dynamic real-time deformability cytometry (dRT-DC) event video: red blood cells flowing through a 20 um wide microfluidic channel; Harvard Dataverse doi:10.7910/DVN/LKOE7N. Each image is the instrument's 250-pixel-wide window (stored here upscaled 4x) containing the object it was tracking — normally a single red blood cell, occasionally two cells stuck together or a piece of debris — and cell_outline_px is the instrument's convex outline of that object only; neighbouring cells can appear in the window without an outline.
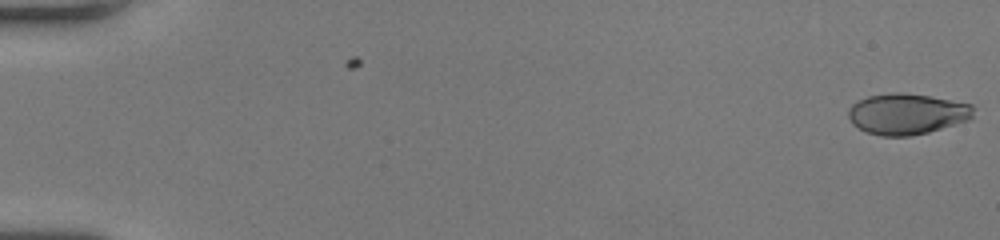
{"species": "human", "species_latin": "Homo sapiens", "temperature_condition": "room temperature", "stored_images_in_passage": 53, "camera_frame_rate_fps": 3000, "um_per_image_px": 0.085, "donor": {"sex": "female"}, "frame": {"image": 1, "passage_image": 1, "time_ms": 0.0, "image_size_px": [1000, 240], "cell_outline_px": [[972, 116], [968, 120], [928, 132], [912, 136], [880, 136], [868, 132], [852, 124], [848, 116], [848, 108], [856, 100], [868, 96], [892, 92], [904, 92], [928, 96], [972, 104]], "centroid_in_image_um": [77.03, 9.68], "position_along_channel_um": 8.0, "area_um2": 29.77}}
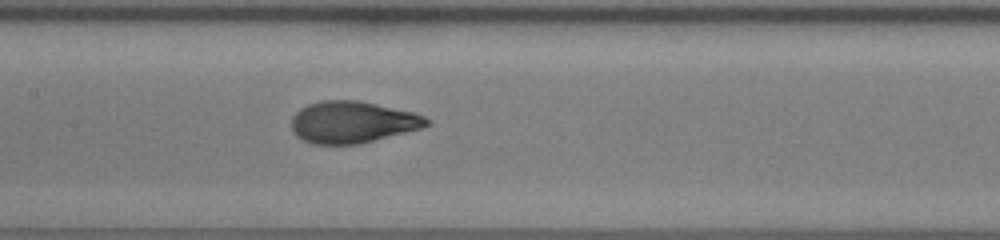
{"frame": {"image": 2, "passage_image": 28, "time_ms": 9.0, "image_size_px": [1000, 240], "cell_outline_px": [[432, 124], [420, 128], [360, 144], [312, 144], [296, 136], [292, 128], [292, 116], [300, 108], [308, 104], [320, 100], [356, 100], [376, 104], [412, 112], [424, 116], [432, 120]], "centroid_in_image_um": [29.95, 10.38], "position_along_channel_um": 177.5, "area_um2": 32.83}}
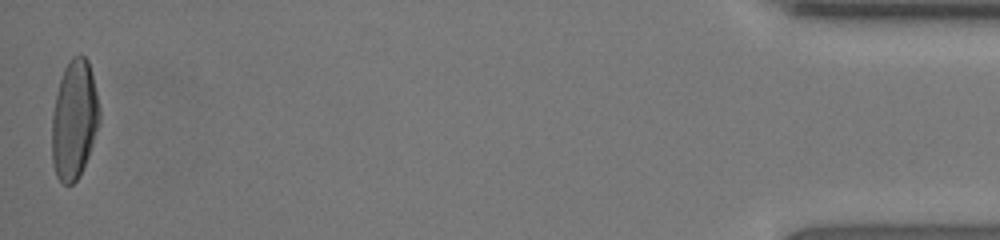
{"frame": {"image": 3, "passage_image": 53, "time_ms": 17.333, "image_size_px": [1000, 240], "cell_outline_px": [[100, 124], [88, 156], [80, 176], [72, 184], [64, 184], [56, 176], [52, 164], [52, 112], [56, 92], [64, 68], [68, 60], [72, 56], [80, 52], [88, 60], [92, 72], [100, 108]], "centroid_in_image_um": [6.31, 10.14], "position_along_channel_um": 428.9, "area_um2": 33.52}, "authors_computed_cell_mechanics": {"area_um2": 32.4258, "velocity_mm_per_s": 4.0709, "shape_relaxation_time_tau1_ms": 3.8532, "shape_relaxation_time_tau2_ms": null, "deformation_change_tau1": 0.2358, "deformation_change_tau2": null}}